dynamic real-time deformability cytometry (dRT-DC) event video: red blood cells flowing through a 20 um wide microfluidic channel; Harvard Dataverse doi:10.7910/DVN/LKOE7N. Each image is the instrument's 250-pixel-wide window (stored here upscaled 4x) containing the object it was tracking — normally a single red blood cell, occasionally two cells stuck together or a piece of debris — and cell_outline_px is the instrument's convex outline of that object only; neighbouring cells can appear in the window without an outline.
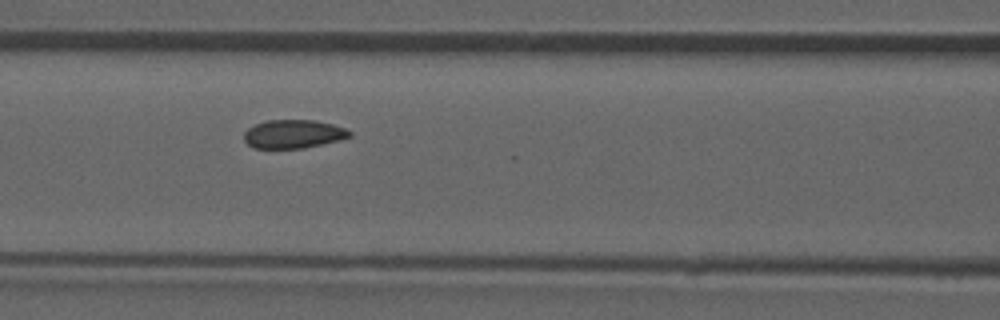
{"species": "common noctule bat (a hibernating species)", "species_latin": "Nyctalus noctula", "temperature_condition": "room temperature", "stored_images_in_passage": 53, "camera_frame_rate_fps": 3000, "um_per_image_px": 0.085, "animal": {"sex": "male", "forearm_length_mm": 52.5}, "frame": {"image": 1, "passage_image": 23, "time_ms": 7.333, "image_size_px": [1000, 320], "cell_outline_px": [[352, 136], [340, 140], [304, 148], [252, 148], [244, 140], [244, 132], [248, 128], [264, 120], [312, 120], [332, 124], [344, 128], [352, 132]], "centroid_in_image_um": [24.93, 11.39], "position_along_channel_um": 141.7, "area_um2": 17.57}}